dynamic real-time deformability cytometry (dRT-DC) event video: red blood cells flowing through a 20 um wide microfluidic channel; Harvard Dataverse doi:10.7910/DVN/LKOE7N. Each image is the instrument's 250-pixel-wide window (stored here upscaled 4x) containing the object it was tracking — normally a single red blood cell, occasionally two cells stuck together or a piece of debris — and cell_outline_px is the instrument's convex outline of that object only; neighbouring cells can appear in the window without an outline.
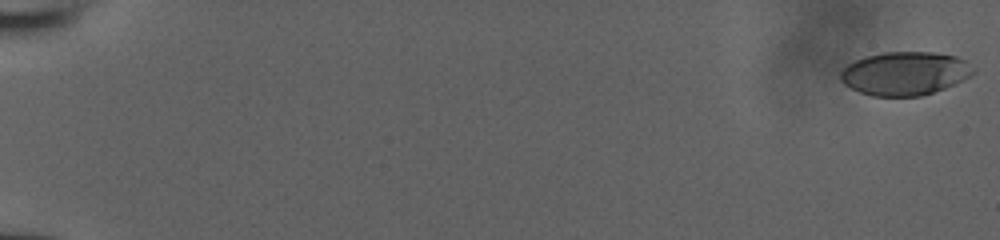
{"species": "human", "species_latin": "Homo sapiens", "temperature_condition": "room temperature", "stored_images_in_passage": 53, "camera_frame_rate_fps": 3000, "um_per_image_px": 0.085, "donor": {"sex": "male"}, "frame": {"image": 1, "passage_image": 1, "time_ms": 0.0, "image_size_px": [1000, 240], "cell_outline_px": [[976, 72], [956, 84], [920, 96], [872, 96], [860, 92], [844, 84], [840, 80], [840, 72], [848, 64], [864, 56], [884, 52], [932, 52], [956, 56], [964, 60], [976, 68]], "centroid_in_image_um": [76.93, 6.24], "position_along_channel_um": 8.1, "area_um2": 33.7}}
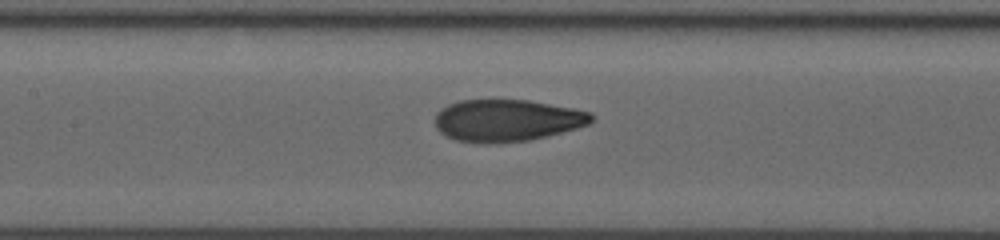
{"frame": {"image": 2, "passage_image": 28, "time_ms": 9.0, "image_size_px": [1000, 240], "cell_outline_px": [[596, 120], [588, 124], [576, 128], [548, 136], [528, 140], [496, 144], [456, 140], [440, 132], [436, 128], [436, 112], [440, 108], [448, 104], [460, 100], [528, 100], [572, 108], [592, 112], [596, 116]], "centroid_in_image_um": [43.12, 10.23], "position_along_channel_um": 164.3, "area_um2": 38.44}}
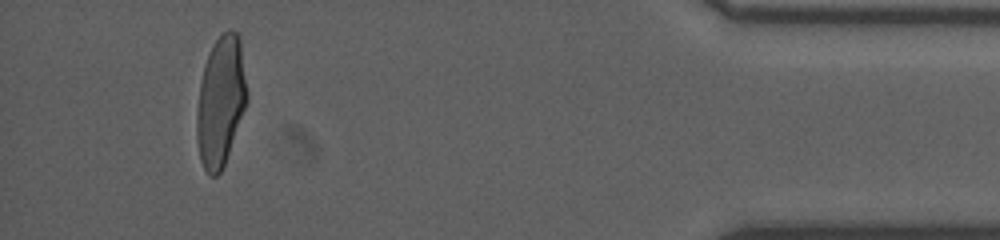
{"frame": {"image": 3, "passage_image": 50, "time_ms": 16.333, "image_size_px": [1000, 240], "cell_outline_px": [[248, 100], [224, 164], [220, 172], [216, 176], [208, 176], [200, 160], [196, 140], [196, 112], [200, 80], [204, 64], [212, 44], [228, 28], [232, 28], [240, 36], [248, 92]], "centroid_in_image_um": [18.75, 8.58], "position_along_channel_um": 416.4, "area_um2": 38.49}}